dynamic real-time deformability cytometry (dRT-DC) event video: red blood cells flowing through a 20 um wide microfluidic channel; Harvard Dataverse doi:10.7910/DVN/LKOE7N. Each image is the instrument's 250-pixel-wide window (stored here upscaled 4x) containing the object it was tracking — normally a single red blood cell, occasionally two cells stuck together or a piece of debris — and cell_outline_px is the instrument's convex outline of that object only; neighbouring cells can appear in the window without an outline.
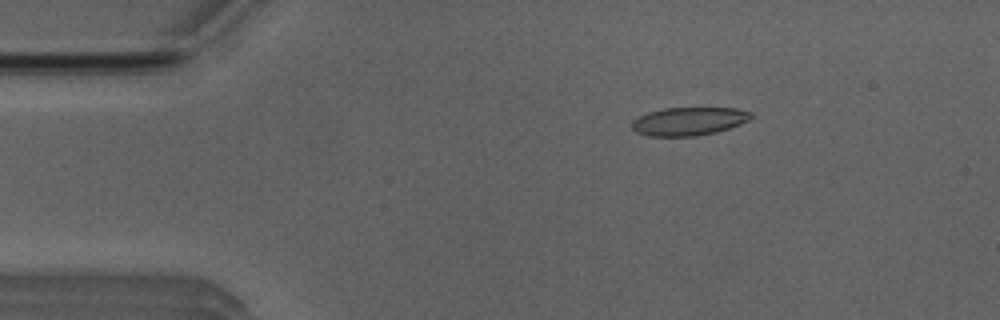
{"species": "Egyptian fruit bat (a non-hibernating species)", "species_latin": "Rousettus aegyptiacus", "temperature_condition": "room temperature", "stored_images_in_passage": 5, "camera_frame_rate_fps": 3000, "um_per_image_px": 0.085, "animal": {"sex": "male"}, "frame": {"image": 1, "passage_image": 1, "time_ms": 0.0, "image_size_px": [1000, 320], "cell_outline_px": [[752, 116], [748, 120], [740, 124], [716, 132], [696, 136], [648, 136], [636, 132], [632, 128], [632, 120], [648, 112], [664, 108], [736, 108], [752, 112]], "centroid_in_image_um": [58.54, 10.31], "position_along_channel_um": 26.5, "area_um2": 19.54}}